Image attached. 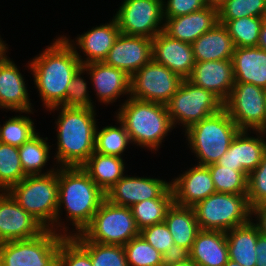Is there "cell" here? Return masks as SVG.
<instances>
[{
	"mask_svg": "<svg viewBox=\"0 0 266 266\" xmlns=\"http://www.w3.org/2000/svg\"><path fill=\"white\" fill-rule=\"evenodd\" d=\"M57 176L59 197L56 233L63 236H74L82 233L91 223L94 214L105 199V193L92 181L81 166L58 167ZM62 208L67 213L66 220L70 221L76 231H68L69 227L61 222Z\"/></svg>",
	"mask_w": 266,
	"mask_h": 266,
	"instance_id": "cell-1",
	"label": "cell"
},
{
	"mask_svg": "<svg viewBox=\"0 0 266 266\" xmlns=\"http://www.w3.org/2000/svg\"><path fill=\"white\" fill-rule=\"evenodd\" d=\"M50 44L26 66L47 110L65 101L72 77L82 67L75 50L63 36L54 38Z\"/></svg>",
	"mask_w": 266,
	"mask_h": 266,
	"instance_id": "cell-2",
	"label": "cell"
},
{
	"mask_svg": "<svg viewBox=\"0 0 266 266\" xmlns=\"http://www.w3.org/2000/svg\"><path fill=\"white\" fill-rule=\"evenodd\" d=\"M55 110L59 111L57 121L55 120L56 166H82L95 151L96 120H98L95 118L96 109L56 106L47 111Z\"/></svg>",
	"mask_w": 266,
	"mask_h": 266,
	"instance_id": "cell-3",
	"label": "cell"
},
{
	"mask_svg": "<svg viewBox=\"0 0 266 266\" xmlns=\"http://www.w3.org/2000/svg\"><path fill=\"white\" fill-rule=\"evenodd\" d=\"M116 117L125 127L131 143L151 151H158L174 126L166 105L132 97L119 105Z\"/></svg>",
	"mask_w": 266,
	"mask_h": 266,
	"instance_id": "cell-4",
	"label": "cell"
},
{
	"mask_svg": "<svg viewBox=\"0 0 266 266\" xmlns=\"http://www.w3.org/2000/svg\"><path fill=\"white\" fill-rule=\"evenodd\" d=\"M239 131L228 112L222 108L183 132L190 145L189 149L196 155L197 164L209 166L217 163L227 152Z\"/></svg>",
	"mask_w": 266,
	"mask_h": 266,
	"instance_id": "cell-5",
	"label": "cell"
},
{
	"mask_svg": "<svg viewBox=\"0 0 266 266\" xmlns=\"http://www.w3.org/2000/svg\"><path fill=\"white\" fill-rule=\"evenodd\" d=\"M8 192L17 203L46 229L56 232L59 197L57 170L47 175L26 176Z\"/></svg>",
	"mask_w": 266,
	"mask_h": 266,
	"instance_id": "cell-6",
	"label": "cell"
},
{
	"mask_svg": "<svg viewBox=\"0 0 266 266\" xmlns=\"http://www.w3.org/2000/svg\"><path fill=\"white\" fill-rule=\"evenodd\" d=\"M193 210L202 230L227 232L248 223L253 217L247 194L215 192L197 203Z\"/></svg>",
	"mask_w": 266,
	"mask_h": 266,
	"instance_id": "cell-7",
	"label": "cell"
},
{
	"mask_svg": "<svg viewBox=\"0 0 266 266\" xmlns=\"http://www.w3.org/2000/svg\"><path fill=\"white\" fill-rule=\"evenodd\" d=\"M88 241L124 246L140 235L131 207L104 199L91 223L81 233Z\"/></svg>",
	"mask_w": 266,
	"mask_h": 266,
	"instance_id": "cell-8",
	"label": "cell"
},
{
	"mask_svg": "<svg viewBox=\"0 0 266 266\" xmlns=\"http://www.w3.org/2000/svg\"><path fill=\"white\" fill-rule=\"evenodd\" d=\"M165 105L174 128L178 124L184 131L223 108V102L216 95L188 79L181 82L176 93Z\"/></svg>",
	"mask_w": 266,
	"mask_h": 266,
	"instance_id": "cell-9",
	"label": "cell"
},
{
	"mask_svg": "<svg viewBox=\"0 0 266 266\" xmlns=\"http://www.w3.org/2000/svg\"><path fill=\"white\" fill-rule=\"evenodd\" d=\"M65 237L46 229L34 238L0 243V266H58L60 244Z\"/></svg>",
	"mask_w": 266,
	"mask_h": 266,
	"instance_id": "cell-10",
	"label": "cell"
},
{
	"mask_svg": "<svg viewBox=\"0 0 266 266\" xmlns=\"http://www.w3.org/2000/svg\"><path fill=\"white\" fill-rule=\"evenodd\" d=\"M223 108L240 130L258 131L266 119V89L235 82Z\"/></svg>",
	"mask_w": 266,
	"mask_h": 266,
	"instance_id": "cell-11",
	"label": "cell"
},
{
	"mask_svg": "<svg viewBox=\"0 0 266 266\" xmlns=\"http://www.w3.org/2000/svg\"><path fill=\"white\" fill-rule=\"evenodd\" d=\"M114 17L121 34L153 39L164 28L163 0H123Z\"/></svg>",
	"mask_w": 266,
	"mask_h": 266,
	"instance_id": "cell-12",
	"label": "cell"
},
{
	"mask_svg": "<svg viewBox=\"0 0 266 266\" xmlns=\"http://www.w3.org/2000/svg\"><path fill=\"white\" fill-rule=\"evenodd\" d=\"M183 80L166 66L151 60L131 76L130 97L165 105Z\"/></svg>",
	"mask_w": 266,
	"mask_h": 266,
	"instance_id": "cell-13",
	"label": "cell"
},
{
	"mask_svg": "<svg viewBox=\"0 0 266 266\" xmlns=\"http://www.w3.org/2000/svg\"><path fill=\"white\" fill-rule=\"evenodd\" d=\"M109 202L126 207L149 199H174L171 181L159 178L124 175L106 193Z\"/></svg>",
	"mask_w": 266,
	"mask_h": 266,
	"instance_id": "cell-14",
	"label": "cell"
},
{
	"mask_svg": "<svg viewBox=\"0 0 266 266\" xmlns=\"http://www.w3.org/2000/svg\"><path fill=\"white\" fill-rule=\"evenodd\" d=\"M45 230L8 191H0V243L34 238Z\"/></svg>",
	"mask_w": 266,
	"mask_h": 266,
	"instance_id": "cell-15",
	"label": "cell"
},
{
	"mask_svg": "<svg viewBox=\"0 0 266 266\" xmlns=\"http://www.w3.org/2000/svg\"><path fill=\"white\" fill-rule=\"evenodd\" d=\"M151 60L152 39L120 33L103 62L121 69L131 77Z\"/></svg>",
	"mask_w": 266,
	"mask_h": 266,
	"instance_id": "cell-16",
	"label": "cell"
},
{
	"mask_svg": "<svg viewBox=\"0 0 266 266\" xmlns=\"http://www.w3.org/2000/svg\"><path fill=\"white\" fill-rule=\"evenodd\" d=\"M253 132L257 136H250L249 130H240L217 164L232 170L246 171L248 174L254 171L266 150V136L260 131Z\"/></svg>",
	"mask_w": 266,
	"mask_h": 266,
	"instance_id": "cell-17",
	"label": "cell"
},
{
	"mask_svg": "<svg viewBox=\"0 0 266 266\" xmlns=\"http://www.w3.org/2000/svg\"><path fill=\"white\" fill-rule=\"evenodd\" d=\"M119 35L120 29L113 15L109 23L101 24L100 26L93 27L91 30L84 32V34L77 35L75 41L69 39L66 35L62 36L73 47L81 64L85 65L91 62L104 61ZM77 49H80V53L82 52V54L87 57L84 58V56H81Z\"/></svg>",
	"mask_w": 266,
	"mask_h": 266,
	"instance_id": "cell-18",
	"label": "cell"
},
{
	"mask_svg": "<svg viewBox=\"0 0 266 266\" xmlns=\"http://www.w3.org/2000/svg\"><path fill=\"white\" fill-rule=\"evenodd\" d=\"M152 60L188 79L195 66L192 44L173 39L163 31L152 39Z\"/></svg>",
	"mask_w": 266,
	"mask_h": 266,
	"instance_id": "cell-19",
	"label": "cell"
},
{
	"mask_svg": "<svg viewBox=\"0 0 266 266\" xmlns=\"http://www.w3.org/2000/svg\"><path fill=\"white\" fill-rule=\"evenodd\" d=\"M174 203L194 207L216 192L208 166L196 164L171 180Z\"/></svg>",
	"mask_w": 266,
	"mask_h": 266,
	"instance_id": "cell-20",
	"label": "cell"
},
{
	"mask_svg": "<svg viewBox=\"0 0 266 266\" xmlns=\"http://www.w3.org/2000/svg\"><path fill=\"white\" fill-rule=\"evenodd\" d=\"M91 81L98 102L110 104L116 102L117 98L127 95L130 97L131 77L121 69L106 65L102 62H91L82 65Z\"/></svg>",
	"mask_w": 266,
	"mask_h": 266,
	"instance_id": "cell-21",
	"label": "cell"
},
{
	"mask_svg": "<svg viewBox=\"0 0 266 266\" xmlns=\"http://www.w3.org/2000/svg\"><path fill=\"white\" fill-rule=\"evenodd\" d=\"M188 80L211 91L224 103L235 84L232 59L196 62Z\"/></svg>",
	"mask_w": 266,
	"mask_h": 266,
	"instance_id": "cell-22",
	"label": "cell"
},
{
	"mask_svg": "<svg viewBox=\"0 0 266 266\" xmlns=\"http://www.w3.org/2000/svg\"><path fill=\"white\" fill-rule=\"evenodd\" d=\"M18 68L10 57L0 63V108L33 114L26 81Z\"/></svg>",
	"mask_w": 266,
	"mask_h": 266,
	"instance_id": "cell-23",
	"label": "cell"
},
{
	"mask_svg": "<svg viewBox=\"0 0 266 266\" xmlns=\"http://www.w3.org/2000/svg\"><path fill=\"white\" fill-rule=\"evenodd\" d=\"M218 22V9L206 6L202 10L164 20L163 32L169 37L192 44Z\"/></svg>",
	"mask_w": 266,
	"mask_h": 266,
	"instance_id": "cell-24",
	"label": "cell"
},
{
	"mask_svg": "<svg viewBox=\"0 0 266 266\" xmlns=\"http://www.w3.org/2000/svg\"><path fill=\"white\" fill-rule=\"evenodd\" d=\"M187 256L197 266H225L229 260L225 232L200 229Z\"/></svg>",
	"mask_w": 266,
	"mask_h": 266,
	"instance_id": "cell-25",
	"label": "cell"
},
{
	"mask_svg": "<svg viewBox=\"0 0 266 266\" xmlns=\"http://www.w3.org/2000/svg\"><path fill=\"white\" fill-rule=\"evenodd\" d=\"M174 240L176 250L187 255L200 230L193 207H183L173 203L164 219Z\"/></svg>",
	"mask_w": 266,
	"mask_h": 266,
	"instance_id": "cell-26",
	"label": "cell"
},
{
	"mask_svg": "<svg viewBox=\"0 0 266 266\" xmlns=\"http://www.w3.org/2000/svg\"><path fill=\"white\" fill-rule=\"evenodd\" d=\"M235 82L266 89V51L259 47H238L232 55Z\"/></svg>",
	"mask_w": 266,
	"mask_h": 266,
	"instance_id": "cell-27",
	"label": "cell"
},
{
	"mask_svg": "<svg viewBox=\"0 0 266 266\" xmlns=\"http://www.w3.org/2000/svg\"><path fill=\"white\" fill-rule=\"evenodd\" d=\"M196 62L232 59L234 44L226 27L217 22L192 43Z\"/></svg>",
	"mask_w": 266,
	"mask_h": 266,
	"instance_id": "cell-28",
	"label": "cell"
},
{
	"mask_svg": "<svg viewBox=\"0 0 266 266\" xmlns=\"http://www.w3.org/2000/svg\"><path fill=\"white\" fill-rule=\"evenodd\" d=\"M225 234L229 259L241 266H255L257 255L255 248L260 233L254 221L250 220L246 224L225 232Z\"/></svg>",
	"mask_w": 266,
	"mask_h": 266,
	"instance_id": "cell-29",
	"label": "cell"
},
{
	"mask_svg": "<svg viewBox=\"0 0 266 266\" xmlns=\"http://www.w3.org/2000/svg\"><path fill=\"white\" fill-rule=\"evenodd\" d=\"M124 162L123 158L94 151L81 168L106 193L125 175Z\"/></svg>",
	"mask_w": 266,
	"mask_h": 266,
	"instance_id": "cell-30",
	"label": "cell"
},
{
	"mask_svg": "<svg viewBox=\"0 0 266 266\" xmlns=\"http://www.w3.org/2000/svg\"><path fill=\"white\" fill-rule=\"evenodd\" d=\"M39 132L18 147L21 165L26 176L47 175L57 170L54 165L49 170L43 171L50 159L51 145L46 142L48 138L39 136Z\"/></svg>",
	"mask_w": 266,
	"mask_h": 266,
	"instance_id": "cell-31",
	"label": "cell"
},
{
	"mask_svg": "<svg viewBox=\"0 0 266 266\" xmlns=\"http://www.w3.org/2000/svg\"><path fill=\"white\" fill-rule=\"evenodd\" d=\"M72 237L90 254L92 266H128L124 246L88 241L81 233Z\"/></svg>",
	"mask_w": 266,
	"mask_h": 266,
	"instance_id": "cell-32",
	"label": "cell"
},
{
	"mask_svg": "<svg viewBox=\"0 0 266 266\" xmlns=\"http://www.w3.org/2000/svg\"><path fill=\"white\" fill-rule=\"evenodd\" d=\"M119 126L110 125L96 129L95 152L123 158V152L132 144L124 125L116 118Z\"/></svg>",
	"mask_w": 266,
	"mask_h": 266,
	"instance_id": "cell-33",
	"label": "cell"
},
{
	"mask_svg": "<svg viewBox=\"0 0 266 266\" xmlns=\"http://www.w3.org/2000/svg\"><path fill=\"white\" fill-rule=\"evenodd\" d=\"M218 22L226 27L235 48L256 47L259 41L260 28L264 22V18L248 16Z\"/></svg>",
	"mask_w": 266,
	"mask_h": 266,
	"instance_id": "cell-34",
	"label": "cell"
},
{
	"mask_svg": "<svg viewBox=\"0 0 266 266\" xmlns=\"http://www.w3.org/2000/svg\"><path fill=\"white\" fill-rule=\"evenodd\" d=\"M216 192L228 194H247L248 173L232 170L217 163L208 166Z\"/></svg>",
	"mask_w": 266,
	"mask_h": 266,
	"instance_id": "cell-35",
	"label": "cell"
},
{
	"mask_svg": "<svg viewBox=\"0 0 266 266\" xmlns=\"http://www.w3.org/2000/svg\"><path fill=\"white\" fill-rule=\"evenodd\" d=\"M25 177L18 147L0 142V191H8Z\"/></svg>",
	"mask_w": 266,
	"mask_h": 266,
	"instance_id": "cell-36",
	"label": "cell"
},
{
	"mask_svg": "<svg viewBox=\"0 0 266 266\" xmlns=\"http://www.w3.org/2000/svg\"><path fill=\"white\" fill-rule=\"evenodd\" d=\"M128 266H164L166 257L141 235L124 245Z\"/></svg>",
	"mask_w": 266,
	"mask_h": 266,
	"instance_id": "cell-37",
	"label": "cell"
},
{
	"mask_svg": "<svg viewBox=\"0 0 266 266\" xmlns=\"http://www.w3.org/2000/svg\"><path fill=\"white\" fill-rule=\"evenodd\" d=\"M173 203L174 199H149L134 204L131 210L138 229L164 222Z\"/></svg>",
	"mask_w": 266,
	"mask_h": 266,
	"instance_id": "cell-38",
	"label": "cell"
},
{
	"mask_svg": "<svg viewBox=\"0 0 266 266\" xmlns=\"http://www.w3.org/2000/svg\"><path fill=\"white\" fill-rule=\"evenodd\" d=\"M19 114L0 125V142L16 147L22 146L37 132L34 120Z\"/></svg>",
	"mask_w": 266,
	"mask_h": 266,
	"instance_id": "cell-39",
	"label": "cell"
},
{
	"mask_svg": "<svg viewBox=\"0 0 266 266\" xmlns=\"http://www.w3.org/2000/svg\"><path fill=\"white\" fill-rule=\"evenodd\" d=\"M265 0H225L218 8V21L263 17Z\"/></svg>",
	"mask_w": 266,
	"mask_h": 266,
	"instance_id": "cell-40",
	"label": "cell"
},
{
	"mask_svg": "<svg viewBox=\"0 0 266 266\" xmlns=\"http://www.w3.org/2000/svg\"><path fill=\"white\" fill-rule=\"evenodd\" d=\"M140 235L166 258L182 256L174 245V240L165 222L148 226Z\"/></svg>",
	"mask_w": 266,
	"mask_h": 266,
	"instance_id": "cell-41",
	"label": "cell"
},
{
	"mask_svg": "<svg viewBox=\"0 0 266 266\" xmlns=\"http://www.w3.org/2000/svg\"><path fill=\"white\" fill-rule=\"evenodd\" d=\"M85 72L86 70L82 66L73 75L72 80L67 89L66 99L60 106L69 108L95 109L96 106L93 104L94 102L89 96L90 94L87 87L88 84L86 82V79H84L83 77Z\"/></svg>",
	"mask_w": 266,
	"mask_h": 266,
	"instance_id": "cell-42",
	"label": "cell"
},
{
	"mask_svg": "<svg viewBox=\"0 0 266 266\" xmlns=\"http://www.w3.org/2000/svg\"><path fill=\"white\" fill-rule=\"evenodd\" d=\"M58 266H92L90 254L72 236H66L60 244Z\"/></svg>",
	"mask_w": 266,
	"mask_h": 266,
	"instance_id": "cell-43",
	"label": "cell"
},
{
	"mask_svg": "<svg viewBox=\"0 0 266 266\" xmlns=\"http://www.w3.org/2000/svg\"><path fill=\"white\" fill-rule=\"evenodd\" d=\"M247 199L251 208L266 203V150L261 163L248 175Z\"/></svg>",
	"mask_w": 266,
	"mask_h": 266,
	"instance_id": "cell-44",
	"label": "cell"
},
{
	"mask_svg": "<svg viewBox=\"0 0 266 266\" xmlns=\"http://www.w3.org/2000/svg\"><path fill=\"white\" fill-rule=\"evenodd\" d=\"M207 5L204 0H163L164 20L202 10Z\"/></svg>",
	"mask_w": 266,
	"mask_h": 266,
	"instance_id": "cell-45",
	"label": "cell"
},
{
	"mask_svg": "<svg viewBox=\"0 0 266 266\" xmlns=\"http://www.w3.org/2000/svg\"><path fill=\"white\" fill-rule=\"evenodd\" d=\"M251 215H253V219L256 221L254 224L257 226L259 233L263 236H266V203H262L255 207L251 208Z\"/></svg>",
	"mask_w": 266,
	"mask_h": 266,
	"instance_id": "cell-46",
	"label": "cell"
},
{
	"mask_svg": "<svg viewBox=\"0 0 266 266\" xmlns=\"http://www.w3.org/2000/svg\"><path fill=\"white\" fill-rule=\"evenodd\" d=\"M256 263L255 266H266V236L259 235L256 243Z\"/></svg>",
	"mask_w": 266,
	"mask_h": 266,
	"instance_id": "cell-47",
	"label": "cell"
},
{
	"mask_svg": "<svg viewBox=\"0 0 266 266\" xmlns=\"http://www.w3.org/2000/svg\"><path fill=\"white\" fill-rule=\"evenodd\" d=\"M164 266H197L187 255L167 258Z\"/></svg>",
	"mask_w": 266,
	"mask_h": 266,
	"instance_id": "cell-48",
	"label": "cell"
},
{
	"mask_svg": "<svg viewBox=\"0 0 266 266\" xmlns=\"http://www.w3.org/2000/svg\"><path fill=\"white\" fill-rule=\"evenodd\" d=\"M257 47L266 51V20H264L260 28V35Z\"/></svg>",
	"mask_w": 266,
	"mask_h": 266,
	"instance_id": "cell-49",
	"label": "cell"
},
{
	"mask_svg": "<svg viewBox=\"0 0 266 266\" xmlns=\"http://www.w3.org/2000/svg\"><path fill=\"white\" fill-rule=\"evenodd\" d=\"M8 45L6 44L5 41L0 36V63L6 60L9 56H7L8 52Z\"/></svg>",
	"mask_w": 266,
	"mask_h": 266,
	"instance_id": "cell-50",
	"label": "cell"
},
{
	"mask_svg": "<svg viewBox=\"0 0 266 266\" xmlns=\"http://www.w3.org/2000/svg\"><path fill=\"white\" fill-rule=\"evenodd\" d=\"M225 0H204L207 6H212L215 8H219Z\"/></svg>",
	"mask_w": 266,
	"mask_h": 266,
	"instance_id": "cell-51",
	"label": "cell"
},
{
	"mask_svg": "<svg viewBox=\"0 0 266 266\" xmlns=\"http://www.w3.org/2000/svg\"><path fill=\"white\" fill-rule=\"evenodd\" d=\"M225 266H241V265L229 259L228 262L225 264Z\"/></svg>",
	"mask_w": 266,
	"mask_h": 266,
	"instance_id": "cell-52",
	"label": "cell"
},
{
	"mask_svg": "<svg viewBox=\"0 0 266 266\" xmlns=\"http://www.w3.org/2000/svg\"><path fill=\"white\" fill-rule=\"evenodd\" d=\"M258 131L262 132L266 136V119L263 123V126Z\"/></svg>",
	"mask_w": 266,
	"mask_h": 266,
	"instance_id": "cell-53",
	"label": "cell"
},
{
	"mask_svg": "<svg viewBox=\"0 0 266 266\" xmlns=\"http://www.w3.org/2000/svg\"><path fill=\"white\" fill-rule=\"evenodd\" d=\"M263 18H264V20H266V0H265V7H264Z\"/></svg>",
	"mask_w": 266,
	"mask_h": 266,
	"instance_id": "cell-54",
	"label": "cell"
}]
</instances>
